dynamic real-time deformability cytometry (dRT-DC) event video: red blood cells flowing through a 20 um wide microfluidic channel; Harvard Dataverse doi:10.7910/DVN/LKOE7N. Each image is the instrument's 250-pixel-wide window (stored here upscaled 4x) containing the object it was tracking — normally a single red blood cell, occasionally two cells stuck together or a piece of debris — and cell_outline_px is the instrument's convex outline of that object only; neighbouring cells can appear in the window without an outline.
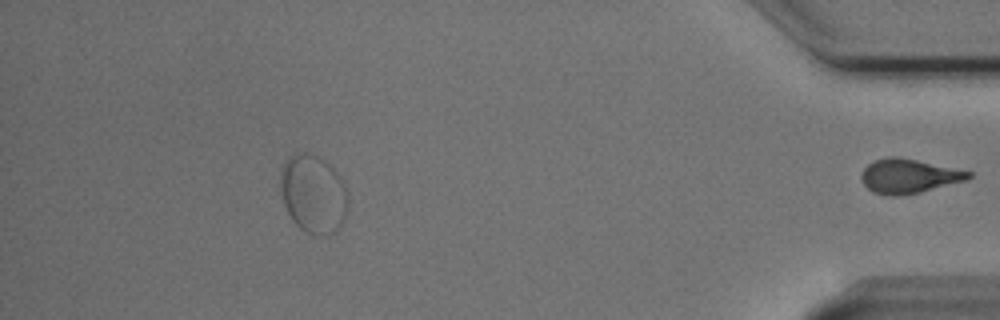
{"species": "Egyptian fruit bat (a non-hibernating species)", "species_latin": "Rousettus aegyptiacus", "temperature_condition": "cold", "stored_images_in_passage": 45, "segment_of_instrument_passage": [2, 2], "camera_frame_rate_fps": 3000, "um_per_image_px": 0.085, "animal": {"sex": "male"}, "frame": {"image": 1, "passage_image": 45, "time_ms": 14.667, "image_size_px": [1000, 320], "cell_outline_px": [[972, 176], [968, 180], [920, 192], [900, 196], [888, 196], [872, 192], [864, 184], [860, 176], [864, 168], [868, 164], [876, 160], [888, 156], [900, 156], [972, 172]], "centroid_in_image_um": [77.24, 14.97], "position_along_channel_um": 358.0, "area_um2": 21.5}}